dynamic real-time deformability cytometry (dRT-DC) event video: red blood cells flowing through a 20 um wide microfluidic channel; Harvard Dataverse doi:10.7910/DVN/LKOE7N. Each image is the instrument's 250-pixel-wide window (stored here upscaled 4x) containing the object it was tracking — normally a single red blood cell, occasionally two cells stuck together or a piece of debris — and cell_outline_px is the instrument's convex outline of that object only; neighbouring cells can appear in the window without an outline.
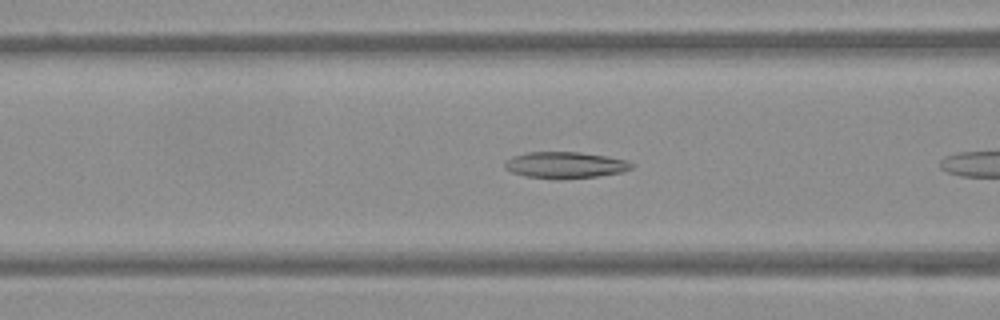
{"species": "Egyptian fruit bat (a non-hibernating species)", "species_latin": "Rousettus aegyptiacus", "temperature_condition": "warm", "stored_images_in_passage": 7, "camera_frame_rate_fps": 3000, "um_per_image_px": 0.085, "frame": {"image": 1, "passage_image": 6, "time_ms": 1.667, "image_size_px": [1000, 320], "cell_outline_px": [[636, 164], [632, 168], [620, 172], [596, 176], [524, 176], [512, 172], [504, 168], [504, 164], [512, 156], [528, 152], [580, 152], [608, 156], [628, 160]], "centroid_in_image_um": [48.08, 13.97], "position_along_channel_um": 118.5, "area_um2": 18.67}}